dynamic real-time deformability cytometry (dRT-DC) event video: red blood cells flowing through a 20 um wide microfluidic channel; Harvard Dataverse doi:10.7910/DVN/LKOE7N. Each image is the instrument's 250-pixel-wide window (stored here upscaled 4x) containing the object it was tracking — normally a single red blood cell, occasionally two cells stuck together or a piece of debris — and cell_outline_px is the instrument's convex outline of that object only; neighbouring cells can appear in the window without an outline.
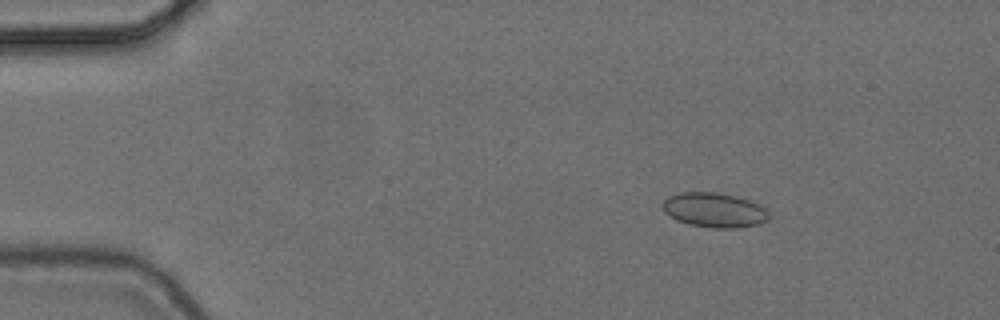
{"species": "common noctule bat (a hibernating species)", "species_latin": "Nyctalus noctula", "temperature_condition": "cold", "stored_images_in_passage": 5, "camera_frame_rate_fps": 3000, "um_per_image_px": 0.085, "animal": {"sex": "female", "body_mass_g": 24.6, "forearm_length_mm": 56.2}, "frame": {"image": 1, "passage_image": 1, "time_ms": 0.0, "image_size_px": [1000, 320], "cell_outline_px": [[768, 220], [760, 224], [736, 228], [716, 228], [688, 224], [676, 220], [664, 212], [660, 204], [668, 196], [680, 192], [716, 192], [736, 196], [752, 200], [760, 204], [768, 212]], "centroid_in_image_um": [60.7, 17.84], "position_along_channel_um": 24.3, "area_um2": 21.73}}